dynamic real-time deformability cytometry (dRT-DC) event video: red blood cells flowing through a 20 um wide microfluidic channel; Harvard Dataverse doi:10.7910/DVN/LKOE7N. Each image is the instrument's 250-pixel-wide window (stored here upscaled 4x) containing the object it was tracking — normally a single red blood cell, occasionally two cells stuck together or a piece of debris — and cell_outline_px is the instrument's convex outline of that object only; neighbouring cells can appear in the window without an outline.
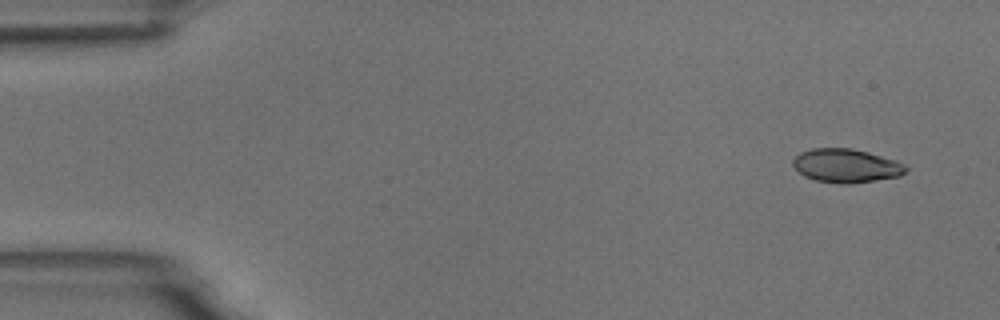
{"species": "common noctule bat (a hibernating species)", "species_latin": "Nyctalus noctula", "temperature_condition": "room temperature", "stored_images_in_passage": 5, "camera_frame_rate_fps": 3000, "um_per_image_px": 0.085, "animal": {"sex": "male", "body_mass_g": 18.8}, "frame": {"image": 1, "passage_image": 1, "time_ms": 0.0, "image_size_px": [1000, 320], "cell_outline_px": [[908, 168], [900, 176], [876, 180], [848, 184], [840, 184], [816, 180], [804, 176], [792, 164], [792, 160], [800, 152], [812, 148], [852, 148], [868, 152], [896, 160], [904, 164]], "centroid_in_image_um": [71.92, 14.08], "position_along_channel_um": 13.1, "area_um2": 22.14}}
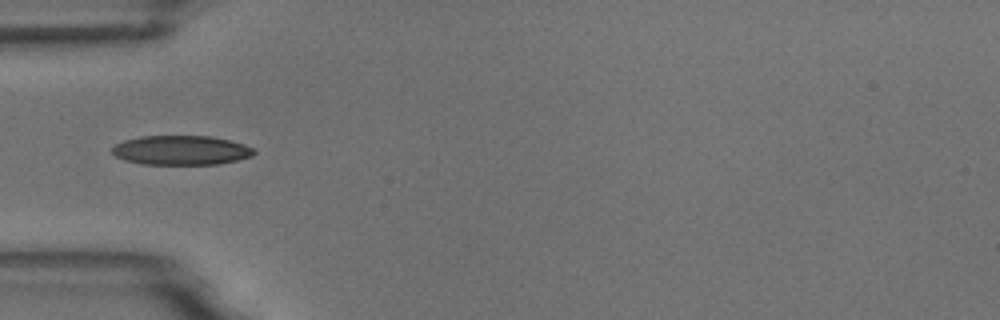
{"frame": {"image": 2, "passage_image": 5, "time_ms": 4.667, "image_size_px": [1000, 320], "cell_outline_px": [[256, 152], [252, 156], [220, 164], [144, 164], [124, 160], [116, 156], [112, 152], [112, 148], [116, 144], [124, 140], [140, 136], [212, 136], [244, 144], [252, 148]], "centroid_in_image_um": [15.39, 12.77], "position_along_channel_um": 69.6, "area_um2": 24.22}}